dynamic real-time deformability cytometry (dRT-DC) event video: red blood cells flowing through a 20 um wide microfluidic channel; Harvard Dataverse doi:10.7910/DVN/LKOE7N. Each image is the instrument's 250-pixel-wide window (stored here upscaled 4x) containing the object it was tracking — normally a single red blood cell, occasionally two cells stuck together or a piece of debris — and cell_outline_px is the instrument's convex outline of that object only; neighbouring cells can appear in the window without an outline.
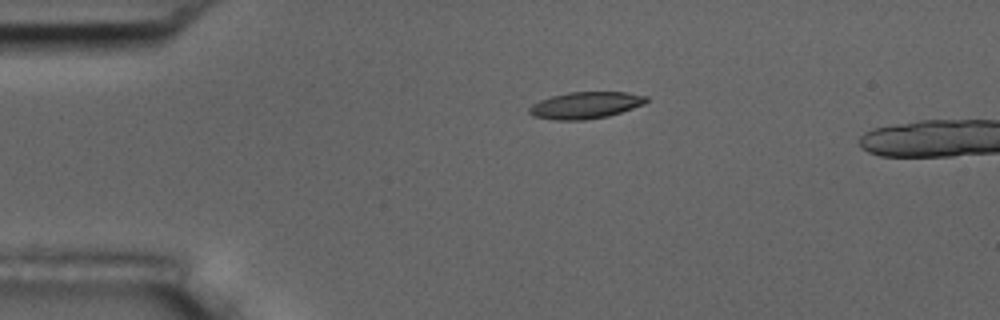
{"species": "common noctule bat (a hibernating species)", "species_latin": "Nyctalus noctula", "temperature_condition": "room temperature", "stored_images_in_passage": 5, "camera_frame_rate_fps": 3000, "um_per_image_px": 0.085, "animal": {"sex": "male", "body_mass_g": 17.5, "forearm_length_mm": 52.3}, "frame": {"image": 1, "passage_image": 4, "time_ms": 3.667, "image_size_px": [1000, 320], "cell_outline_px": [[648, 100], [644, 104], [608, 116], [584, 120], [556, 120], [532, 116], [528, 112], [528, 108], [532, 104], [540, 100], [552, 96], [568, 92], [628, 92], [648, 96]], "centroid_in_image_um": [49.76, 8.94], "position_along_channel_um": 35.2, "area_um2": 18.26}}